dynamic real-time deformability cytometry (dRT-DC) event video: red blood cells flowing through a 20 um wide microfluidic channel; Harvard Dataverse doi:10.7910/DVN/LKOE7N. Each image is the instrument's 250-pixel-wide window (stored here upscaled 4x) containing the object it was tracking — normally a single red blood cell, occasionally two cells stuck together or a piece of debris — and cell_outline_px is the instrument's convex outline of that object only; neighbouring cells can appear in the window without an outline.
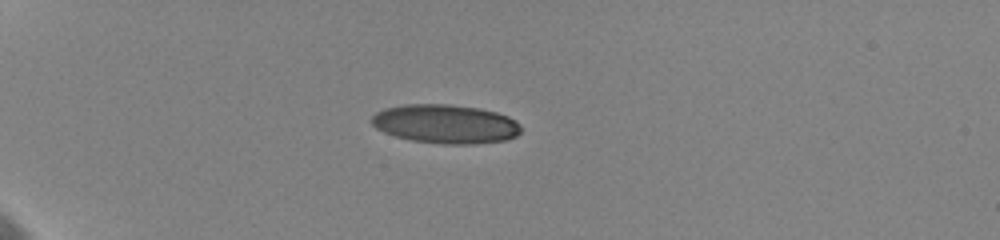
{"species": "human", "species_latin": "Homo sapiens", "temperature_condition": "cold", "stored_images_in_passage": 5, "camera_frame_rate_fps": 3000, "um_per_image_px": 0.085, "donor": {"sex": "female"}, "frame": {"image": 1, "passage_image": 1, "time_ms": 0.0, "image_size_px": [1000, 240], "cell_outline_px": [[520, 132], [516, 136], [504, 140], [476, 144], [444, 144], [412, 140], [396, 136], [384, 132], [376, 128], [372, 124], [372, 116], [376, 112], [384, 108], [404, 104], [448, 104], [480, 108], [496, 112], [508, 116], [516, 120], [520, 124]], "centroid_in_image_um": [37.87, 10.53], "position_along_channel_um": 47.1, "area_um2": 33.93}}